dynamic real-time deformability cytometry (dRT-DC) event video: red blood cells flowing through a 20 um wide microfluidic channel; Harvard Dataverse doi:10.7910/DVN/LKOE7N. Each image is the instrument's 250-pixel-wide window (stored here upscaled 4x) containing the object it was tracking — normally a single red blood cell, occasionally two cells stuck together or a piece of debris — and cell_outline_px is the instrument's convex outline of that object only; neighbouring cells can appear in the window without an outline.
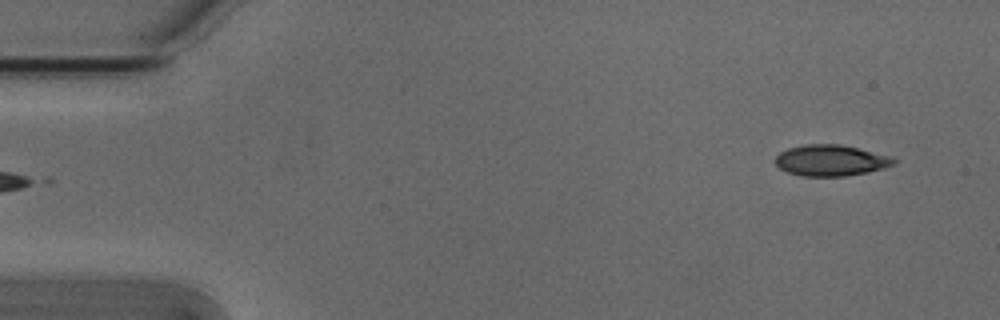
{"species": "Egyptian fruit bat (a non-hibernating species)", "species_latin": "Rousettus aegyptiacus", "temperature_condition": "cold", "stored_images_in_passage": 5, "camera_frame_rate_fps": 3000, "um_per_image_px": 0.085, "animal": {"sex": "male"}, "frame": {"image": 1, "passage_image": 5, "time_ms": 1.333, "image_size_px": [1000, 320], "cell_outline_px": [[896, 164], [884, 168], [868, 172], [844, 176], [804, 176], [788, 172], [780, 168], [776, 164], [776, 156], [780, 152], [788, 148], [804, 144], [840, 144], [892, 156], [896, 160]], "centroid_in_image_um": [70.64, 13.63], "position_along_channel_um": 14.4, "area_um2": 21.44}}